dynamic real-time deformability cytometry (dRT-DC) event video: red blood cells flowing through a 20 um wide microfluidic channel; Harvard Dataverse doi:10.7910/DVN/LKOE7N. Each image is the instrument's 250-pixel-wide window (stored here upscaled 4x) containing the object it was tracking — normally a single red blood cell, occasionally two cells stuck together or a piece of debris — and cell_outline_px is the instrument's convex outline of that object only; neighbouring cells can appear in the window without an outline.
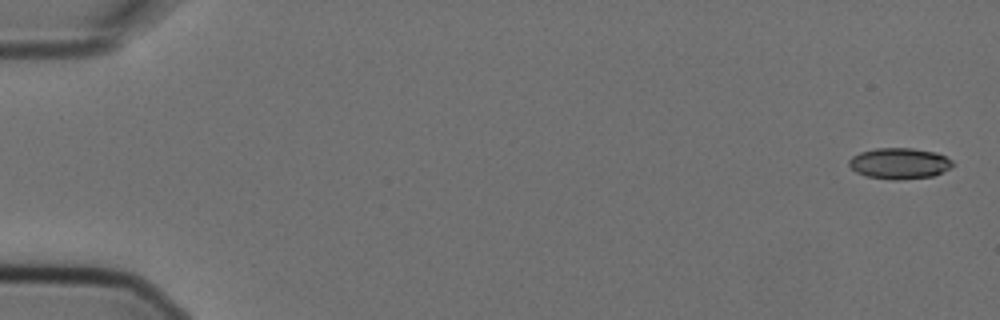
{"species": "Egyptian fruit bat (a non-hibernating species)", "species_latin": "Rousettus aegyptiacus", "temperature_condition": "cold", "stored_images_in_passage": 4, "camera_frame_rate_fps": 3000, "um_per_image_px": 0.085, "animal": {"sex": "female"}, "frame": {"image": 1, "passage_image": 1, "time_ms": 0.0, "image_size_px": [1000, 320], "cell_outline_px": [[952, 164], [948, 168], [932, 176], [896, 180], [892, 180], [864, 176], [856, 172], [848, 164], [848, 160], [852, 156], [860, 152], [876, 148], [912, 148], [936, 152], [952, 160]], "centroid_in_image_um": [76.39, 13.88], "position_along_channel_um": 8.6, "area_um2": 18.61}}
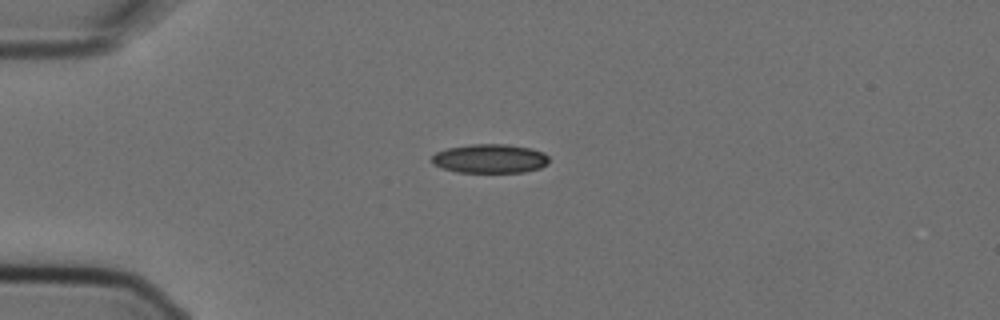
{"frame": {"image": 2, "passage_image": 4, "time_ms": 1.0, "image_size_px": [1000, 320], "cell_outline_px": [[548, 164], [540, 168], [524, 172], [456, 172], [440, 168], [432, 164], [428, 160], [436, 152], [448, 148], [472, 144], [504, 144], [532, 148], [544, 152], [548, 156]], "centroid_in_image_um": [41.61, 13.48], "position_along_channel_um": 43.4, "area_um2": 20.06}}